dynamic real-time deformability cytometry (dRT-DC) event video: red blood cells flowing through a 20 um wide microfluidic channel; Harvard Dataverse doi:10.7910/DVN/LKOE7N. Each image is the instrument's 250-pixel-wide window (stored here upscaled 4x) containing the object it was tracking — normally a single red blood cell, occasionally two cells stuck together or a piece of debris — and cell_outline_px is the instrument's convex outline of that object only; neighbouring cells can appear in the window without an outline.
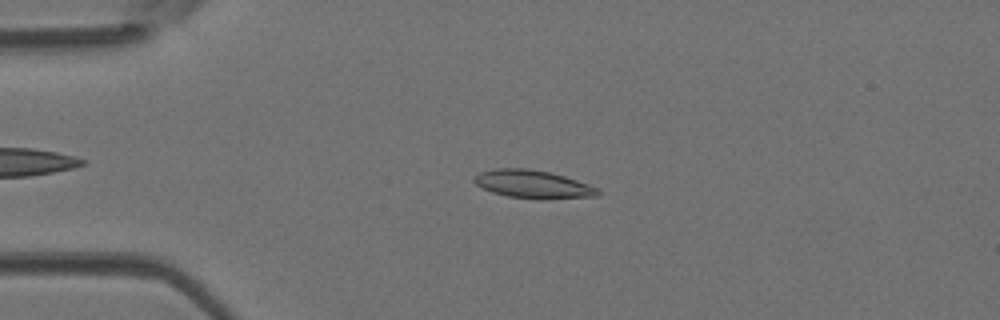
{"species": "Egyptian fruit bat (a non-hibernating species)", "species_latin": "Rousettus aegyptiacus", "temperature_condition": "room temperature", "stored_images_in_passage": 47, "camera_frame_rate_fps": 3000, "um_per_image_px": 0.085, "animal": {"sex": "female"}, "frame": {"image": 1, "passage_image": 11, "time_ms": 3.333, "image_size_px": [1000, 320], "cell_outline_px": [[600, 196], [544, 200], [540, 200], [508, 196], [492, 192], [476, 184], [472, 180], [480, 172], [496, 168], [528, 168], [548, 172], [564, 176], [600, 188]], "centroid_in_image_um": [45.35, 15.67], "position_along_channel_um": 39.7, "area_um2": 20.4}}
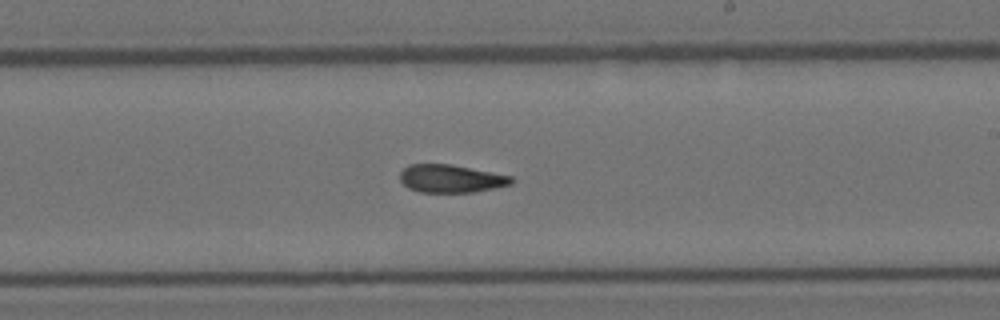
{"frame": {"image": 2, "passage_image": 28, "time_ms": 9.0, "image_size_px": [1000, 320], "cell_outline_px": [[516, 180], [512, 184], [476, 192], [420, 192], [408, 188], [400, 180], [400, 172], [408, 164], [448, 164], [512, 176]], "centroid_in_image_um": [38.33, 15.19], "position_along_channel_um": 250.7, "area_um2": 18.09}}
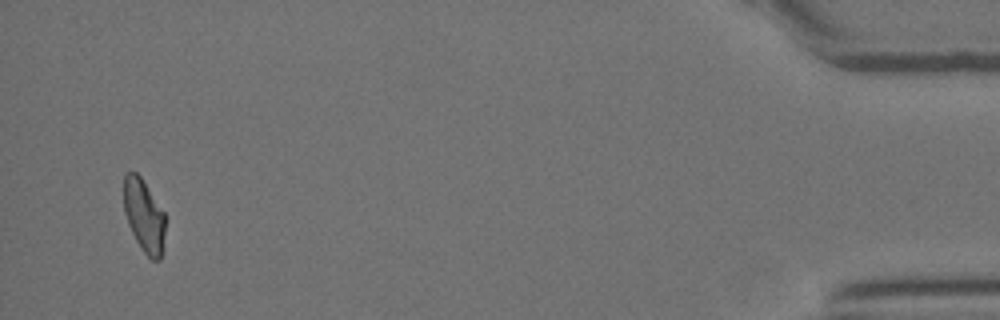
{"frame": {"image": 3, "passage_image": 46, "time_ms": 15.0, "image_size_px": [1000, 320], "cell_outline_px": [[164, 232], [160, 260], [152, 260], [140, 248], [128, 224], [124, 212], [124, 176], [128, 172], [136, 172], [140, 176], [164, 212]], "centroid_in_image_um": [12.22, 18.33], "position_along_channel_um": 423.0, "area_um2": 17.28}, "authors_computed_cell_mechanics": {"area_um2": 19.1318, "velocity_mm_per_s": 4.2347, "shape_relaxation_time_tau1_ms": 7.7667, "shape_relaxation_time_tau2_ms": 3.1627, "deformation_change_tau1": 0.2039, "deformation_change_tau2": 0.1029}}